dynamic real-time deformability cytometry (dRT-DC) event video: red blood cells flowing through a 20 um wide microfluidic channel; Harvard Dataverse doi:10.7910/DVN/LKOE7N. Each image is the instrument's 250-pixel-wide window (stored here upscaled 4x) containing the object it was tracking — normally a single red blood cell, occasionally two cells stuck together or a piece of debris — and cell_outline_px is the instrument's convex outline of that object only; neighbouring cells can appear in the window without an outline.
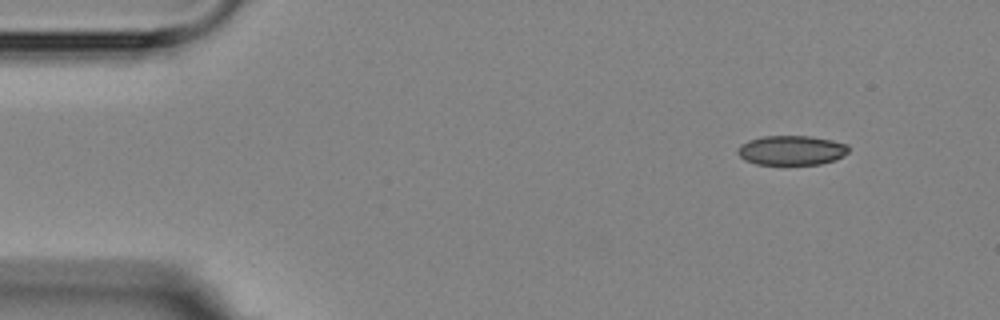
{"species": "Egyptian fruit bat (a non-hibernating species)", "species_latin": "Rousettus aegyptiacus", "temperature_condition": "room temperature", "stored_images_in_passage": 5, "camera_frame_rate_fps": 3000, "um_per_image_px": 0.085, "animal": {"sex": "female"}, "frame": {"image": 1, "passage_image": 1, "time_ms": 0.0, "image_size_px": [1000, 320], "cell_outline_px": [[848, 152], [844, 156], [836, 160], [820, 164], [756, 164], [744, 160], [736, 152], [736, 148], [740, 144], [748, 140], [764, 136], [812, 136], [832, 140], [848, 144]], "centroid_in_image_um": [67.27, 12.77], "position_along_channel_um": 17.7, "area_um2": 19.31}}